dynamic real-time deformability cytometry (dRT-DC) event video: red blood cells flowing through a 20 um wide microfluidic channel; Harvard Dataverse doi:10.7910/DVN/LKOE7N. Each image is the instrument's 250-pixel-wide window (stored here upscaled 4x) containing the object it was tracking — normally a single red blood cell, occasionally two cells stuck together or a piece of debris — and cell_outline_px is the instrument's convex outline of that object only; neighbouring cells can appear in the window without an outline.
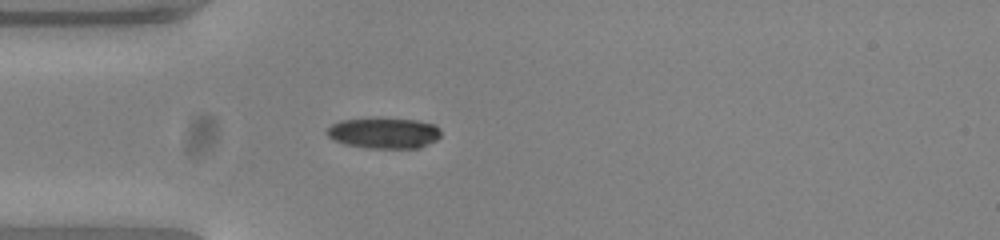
{"species": "common noctule bat (a hibernating species)", "species_latin": "Nyctalus noctula", "temperature_condition": "warm", "stored_images_in_passage": 39, "camera_frame_rate_fps": 3000, "um_per_image_px": 0.085, "animal": {"sex": "female", "body_mass_g": 23.0, "forearm_length_mm": 53.4}, "frame": {"image": 1, "passage_image": 1, "time_ms": 0.0, "image_size_px": [1000, 240], "cell_outline_px": [[440, 136], [436, 140], [420, 148], [368, 148], [344, 144], [332, 140], [324, 132], [332, 124], [340, 120], [376, 116], [380, 116], [416, 120], [436, 124], [440, 128]], "centroid_in_image_um": [32.61, 11.27], "position_along_channel_um": 52.4, "area_um2": 21.27}}
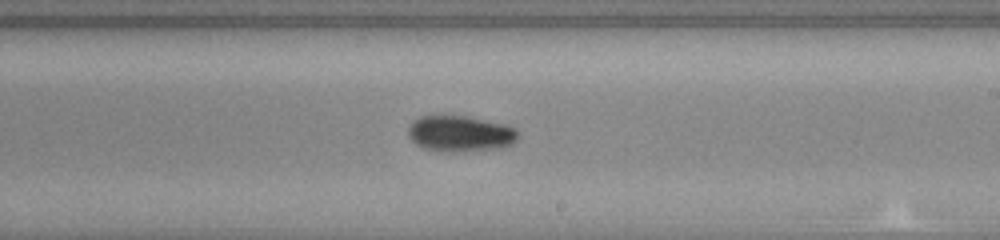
{"frame": {"image": 2, "passage_image": 17, "time_ms": 5.333, "image_size_px": [1000, 240], "cell_outline_px": [[520, 136], [512, 144], [500, 148], [424, 148], [416, 144], [408, 136], [408, 128], [412, 120], [420, 116], [464, 116], [504, 124], [512, 128]], "centroid_in_image_um": [39.09, 11.29], "position_along_channel_um": 249.9, "area_um2": 21.68}}
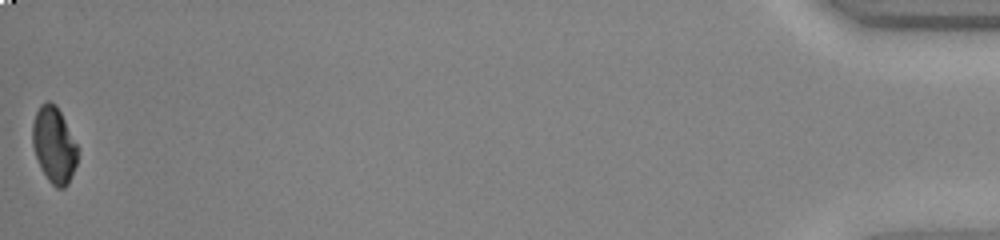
{"frame": {"image": 3, "passage_image": 39, "time_ms": 12.667, "image_size_px": [1000, 240], "cell_outline_px": [[80, 148], [76, 164], [68, 184], [64, 188], [56, 188], [48, 180], [40, 168], [32, 144], [32, 124], [36, 112], [40, 104], [48, 100], [56, 104]], "centroid_in_image_um": [4.6, 12.31], "position_along_channel_um": 430.6, "area_um2": 20.35}, "authors_computed_cell_mechanics": {"area_um2": 21.5594, "velocity_mm_per_s": 3.8573, "shape_relaxation_time_tau1_ms": 5.8078, "shape_relaxation_time_tau2_ms": 9.9576, "deformation_change_tau1": 0.1523, "deformation_change_tau2": 0.1002}}